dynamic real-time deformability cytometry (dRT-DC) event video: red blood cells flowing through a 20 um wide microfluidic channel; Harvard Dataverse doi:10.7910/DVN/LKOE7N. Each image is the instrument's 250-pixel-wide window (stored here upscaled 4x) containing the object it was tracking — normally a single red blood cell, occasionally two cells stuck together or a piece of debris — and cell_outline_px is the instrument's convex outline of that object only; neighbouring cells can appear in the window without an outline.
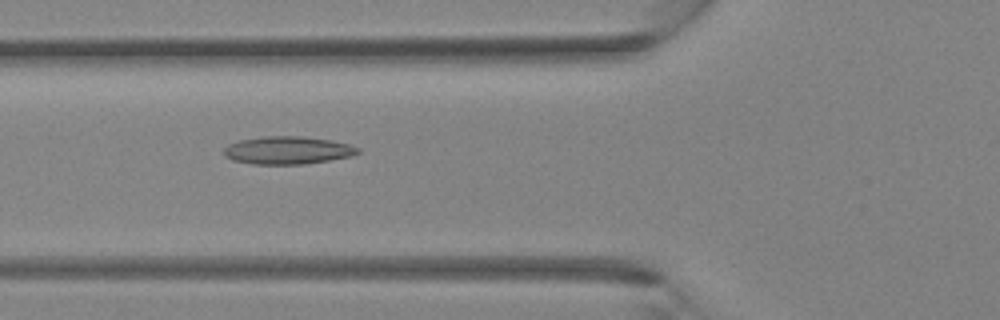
{"species": "Egyptian fruit bat (a non-hibernating species)", "species_latin": "Rousettus aegyptiacus", "temperature_condition": "room temperature", "stored_images_in_passage": 37, "camera_frame_rate_fps": 3000, "um_per_image_px": 0.085, "animal": {"sex": "female"}, "frame": {"image": 1, "passage_image": 14, "time_ms": 4.333, "image_size_px": [1000, 320], "cell_outline_px": [[360, 152], [352, 156], [304, 164], [252, 164], [232, 160], [224, 156], [224, 148], [228, 144], [240, 140], [264, 136], [300, 136], [332, 140], [348, 144], [360, 148]], "centroid_in_image_um": [24.44, 12.77], "position_along_channel_um": 101.4, "area_um2": 21.73}}
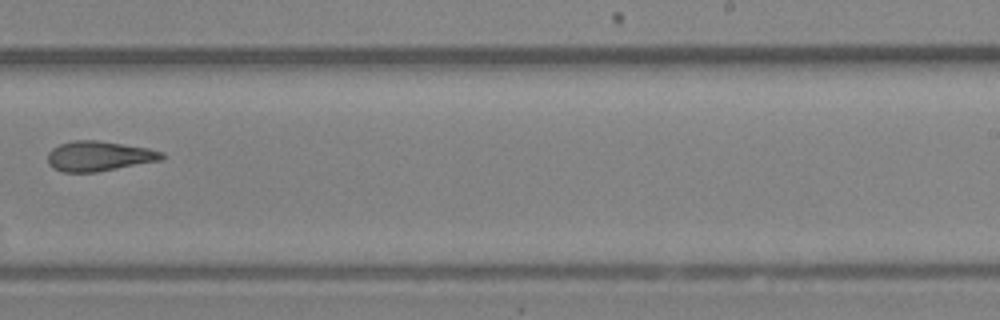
{"frame": {"image": 2, "passage_image": 24, "time_ms": 7.667, "image_size_px": [1000, 320], "cell_outline_px": [[164, 156], [160, 160], [96, 172], [64, 172], [52, 168], [48, 164], [48, 152], [52, 148], [60, 144], [72, 140], [96, 140], [148, 148], [164, 152]], "centroid_in_image_um": [8.37, 13.26], "position_along_channel_um": 280.6, "area_um2": 19.83}}
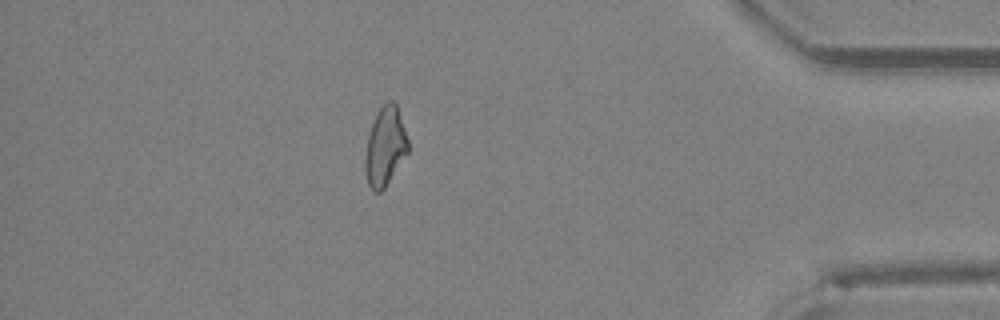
{"frame": {"image": 3, "passage_image": 33, "time_ms": 10.667, "image_size_px": [1000, 320], "cell_outline_px": [[408, 152], [384, 188], [380, 192], [372, 192], [368, 184], [364, 168], [364, 156], [368, 136], [372, 124], [380, 108], [388, 100], [392, 100], [396, 104], [408, 140]], "centroid_in_image_um": [32.71, 12.48], "position_along_channel_um": 402.5, "area_um2": 19.48}}